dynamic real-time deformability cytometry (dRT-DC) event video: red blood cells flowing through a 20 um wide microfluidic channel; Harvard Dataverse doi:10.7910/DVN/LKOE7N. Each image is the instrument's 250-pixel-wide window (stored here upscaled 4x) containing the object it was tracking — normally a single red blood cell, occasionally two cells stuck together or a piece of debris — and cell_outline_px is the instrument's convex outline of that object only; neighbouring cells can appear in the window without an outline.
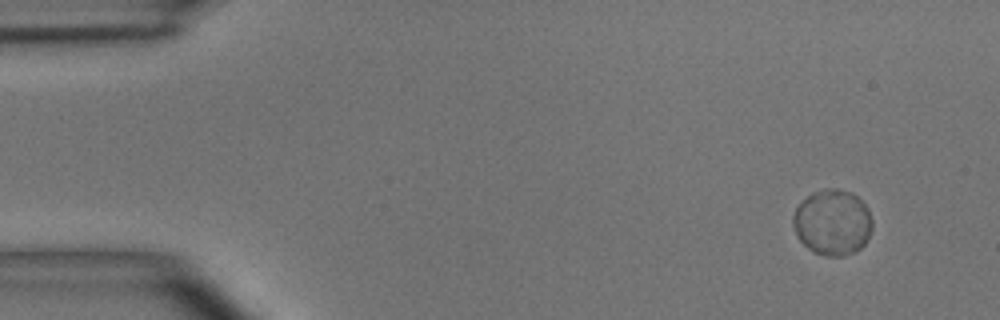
{"species": "common noctule bat (a hibernating species)", "species_latin": "Nyctalus noctula", "temperature_condition": "room temperature", "stored_images_in_passage": 4, "camera_frame_rate_fps": 3000, "um_per_image_px": 0.085, "animal": {"sex": "male", "body_mass_g": 15.6}, "frame": {"image": 1, "passage_image": 1, "time_ms": 0.0, "image_size_px": [1000, 320], "cell_outline_px": [[872, 228], [864, 244], [856, 252], [844, 256], [824, 256], [808, 248], [796, 236], [792, 224], [792, 216], [796, 208], [812, 192], [824, 188], [836, 188], [852, 192], [868, 208], [872, 220]], "centroid_in_image_um": [70.76, 18.9], "position_along_channel_um": 14.2, "area_um2": 30.46}}
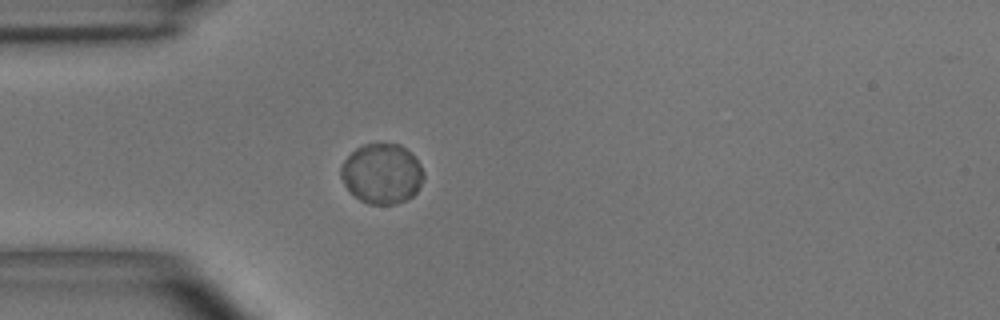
{"frame": {"image": 2, "passage_image": 4, "time_ms": 3.667, "image_size_px": [1000, 320], "cell_outline_px": [[424, 180], [416, 192], [412, 196], [396, 204], [368, 204], [360, 200], [344, 184], [340, 176], [340, 168], [344, 160], [356, 148], [364, 144], [380, 140], [400, 144], [420, 164], [424, 172]], "centroid_in_image_um": [32.45, 14.72], "position_along_channel_um": 52.5, "area_um2": 29.25}}